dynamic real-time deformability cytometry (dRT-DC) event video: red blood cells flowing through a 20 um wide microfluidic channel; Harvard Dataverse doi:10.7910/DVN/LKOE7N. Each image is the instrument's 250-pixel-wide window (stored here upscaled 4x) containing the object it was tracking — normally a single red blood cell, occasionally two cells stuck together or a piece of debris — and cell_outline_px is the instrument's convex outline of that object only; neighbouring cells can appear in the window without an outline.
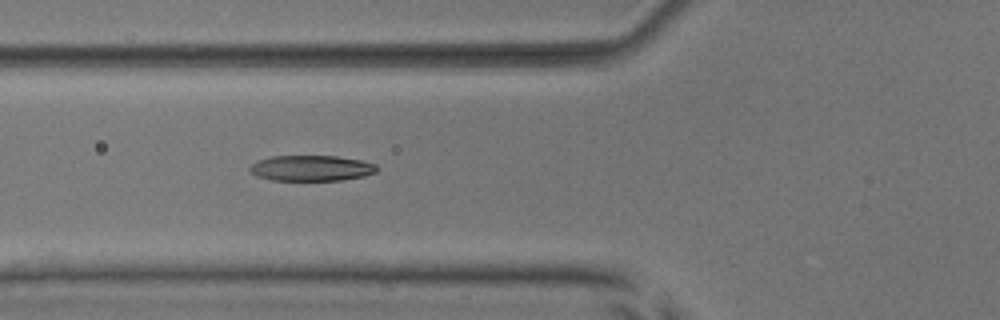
{"species": "common noctule bat (a hibernating species)", "species_latin": "Nyctalus noctula", "temperature_condition": "room temperature", "stored_images_in_passage": 6, "camera_frame_rate_fps": 3000, "um_per_image_px": 0.085, "animal": {"sex": "male", "body_mass_g": 17.9, "forearm_length_mm": 54.2}, "frame": {"image": 1, "passage_image": 6, "time_ms": 5.667, "image_size_px": [1000, 320], "cell_outline_px": [[380, 168], [376, 172], [364, 176], [340, 180], [272, 180], [256, 176], [248, 168], [256, 160], [272, 156], [336, 156], [360, 160], [376, 164]], "centroid_in_image_um": [26.47, 14.29], "position_along_channel_um": 99.3, "area_um2": 19.02}}